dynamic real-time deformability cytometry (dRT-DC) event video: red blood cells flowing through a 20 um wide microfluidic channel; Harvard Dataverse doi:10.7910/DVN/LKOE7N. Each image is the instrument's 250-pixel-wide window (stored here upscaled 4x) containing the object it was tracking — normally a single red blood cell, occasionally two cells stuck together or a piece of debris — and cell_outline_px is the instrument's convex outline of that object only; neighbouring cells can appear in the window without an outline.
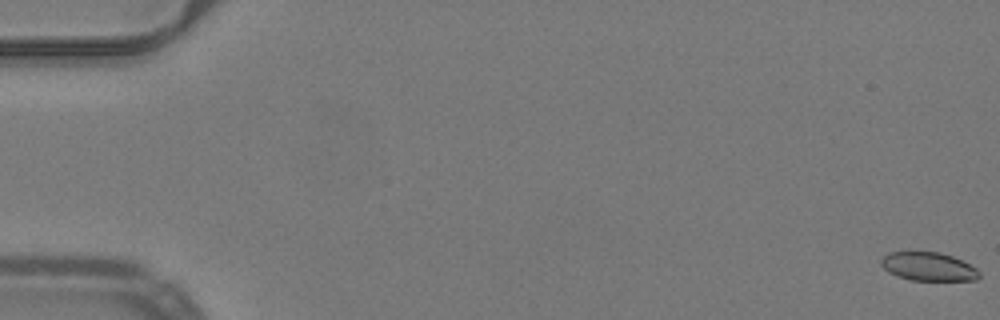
{"species": "common noctule bat (a hibernating species)", "species_latin": "Nyctalus noctula", "temperature_condition": "warm", "stored_images_in_passage": 53, "camera_frame_rate_fps": 3000, "um_per_image_px": 0.085, "animal": {"sex": "male", "body_mass_g": 19.2, "forearm_length_mm": 51.8}, "frame": {"image": 1, "passage_image": 1, "time_ms": 0.0, "image_size_px": [1000, 320], "cell_outline_px": [[980, 276], [976, 280], [912, 280], [896, 276], [888, 272], [880, 264], [880, 260], [888, 252], [940, 252], [952, 256], [976, 268], [980, 272]], "centroid_in_image_um": [78.89, 22.66], "position_along_channel_um": 6.1, "area_um2": 16.24}}
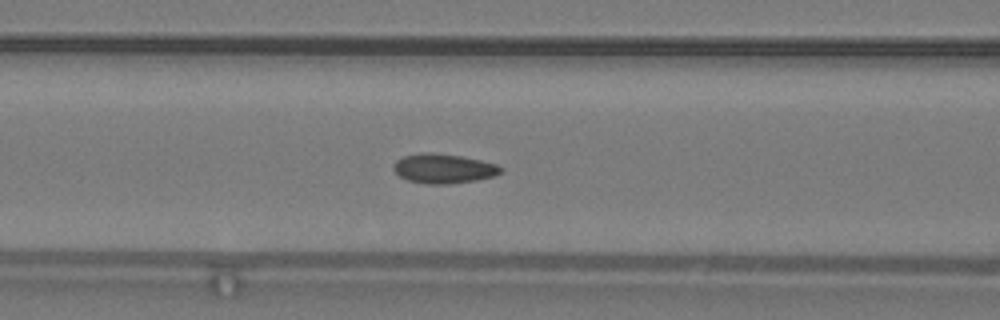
{"frame": {"image": 2, "passage_image": 23, "time_ms": 7.333, "image_size_px": [1000, 320], "cell_outline_px": [[504, 172], [496, 176], [476, 180], [448, 184], [428, 184], [408, 180], [400, 176], [392, 168], [392, 164], [396, 160], [404, 156], [420, 152], [428, 152], [460, 156], [480, 160], [496, 164], [504, 168]], "centroid_in_image_um": [37.72, 14.33], "position_along_channel_um": 128.9, "area_um2": 18.55}}
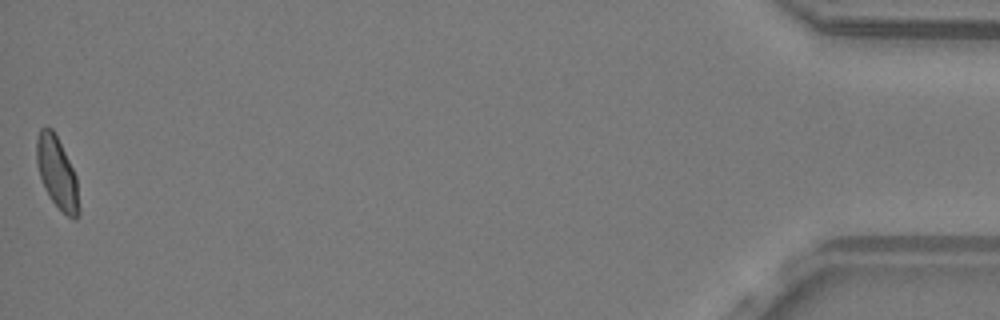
{"frame": {"image": 3, "passage_image": 53, "time_ms": 17.333, "image_size_px": [1000, 320], "cell_outline_px": [[80, 212], [76, 220], [68, 216], [52, 200], [44, 188], [36, 164], [36, 140], [40, 128], [52, 128], [76, 176], [80, 208]], "centroid_in_image_um": [4.85, 14.71], "position_along_channel_um": 430.4, "area_um2": 17.4}, "authors_computed_cell_mechanics": {"area_um2": 17.7446, "velocity_mm_per_s": 3.9929, "shape_relaxation_time_tau1_ms": 10.6201, "shape_relaxation_time_tau2_ms": 0.7898, "deformation_change_tau1": 0.1647, "deformation_change_tau2": 0.0621}}